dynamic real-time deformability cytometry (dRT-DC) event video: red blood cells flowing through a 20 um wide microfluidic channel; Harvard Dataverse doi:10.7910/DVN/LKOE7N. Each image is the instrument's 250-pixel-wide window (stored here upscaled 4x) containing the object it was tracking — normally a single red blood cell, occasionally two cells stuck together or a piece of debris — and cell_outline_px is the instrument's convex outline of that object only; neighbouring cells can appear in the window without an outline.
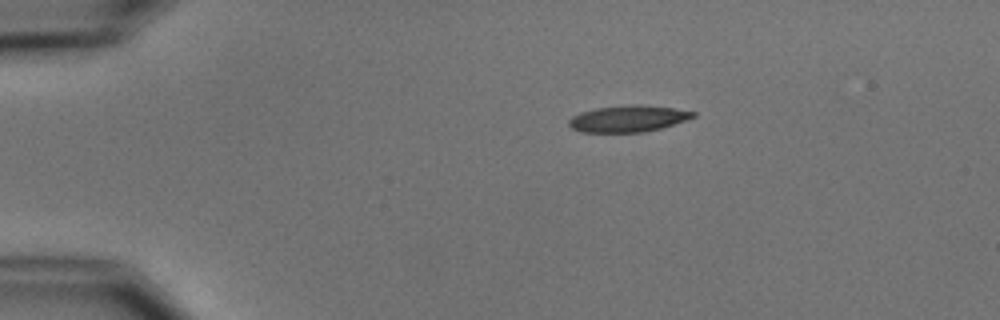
{"species": "common noctule bat (a hibernating species)", "species_latin": "Nyctalus noctula", "temperature_condition": "cold", "stored_images_in_passage": 4, "camera_frame_rate_fps": 3000, "um_per_image_px": 0.085, "animal": {"sex": "male", "body_mass_g": 15.6}, "frame": {"image": 1, "passage_image": 1, "time_ms": 0.0, "image_size_px": [1000, 320], "cell_outline_px": [[696, 116], [660, 128], [644, 132], [580, 132], [572, 128], [568, 124], [568, 120], [572, 116], [580, 112], [596, 108], [632, 104], [636, 104], [672, 108], [696, 112]], "centroid_in_image_um": [53.34, 10.08], "position_along_channel_um": 31.7, "area_um2": 19.02}}
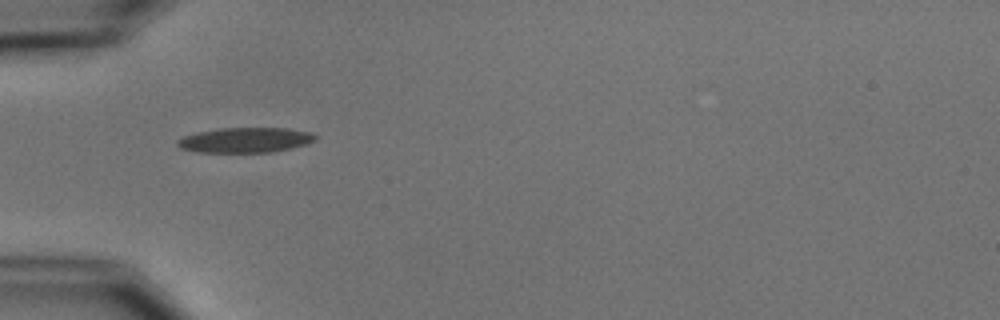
{"frame": {"image": 2, "passage_image": 3, "time_ms": 2.333, "image_size_px": [1000, 320], "cell_outline_px": [[316, 140], [308, 144], [272, 152], [196, 152], [180, 148], [176, 144], [176, 140], [184, 136], [196, 132], [220, 128], [288, 128], [312, 132], [316, 136]], "centroid_in_image_um": [20.85, 11.9], "position_along_channel_um": 64.1, "area_um2": 20.29}}